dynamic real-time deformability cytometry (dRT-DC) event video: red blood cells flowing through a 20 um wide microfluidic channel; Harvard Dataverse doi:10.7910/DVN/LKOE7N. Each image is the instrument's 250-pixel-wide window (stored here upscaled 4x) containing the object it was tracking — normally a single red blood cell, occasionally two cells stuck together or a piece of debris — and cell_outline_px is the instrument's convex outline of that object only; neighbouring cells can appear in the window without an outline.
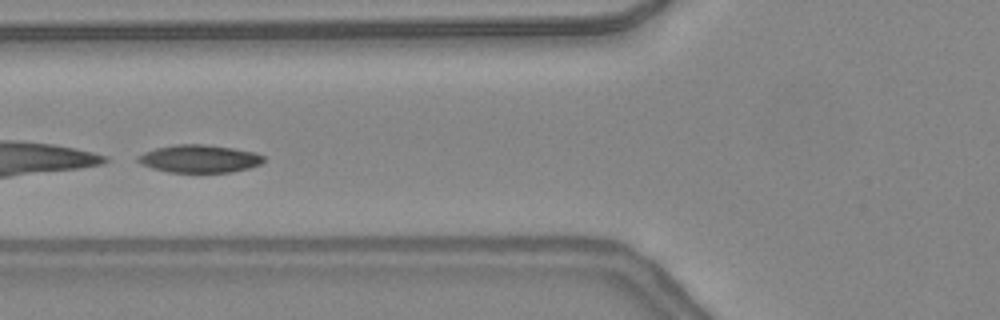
{"species": "common noctule bat (a hibernating species)", "species_latin": "Nyctalus noctula", "temperature_condition": "warm", "stored_images_in_passage": 47, "camera_frame_rate_fps": 3000, "um_per_image_px": 0.085, "animal": {"sex": "female", "body_mass_g": 24.6, "forearm_length_mm": 56.2}, "frame": {"image": 1, "passage_image": 19, "time_ms": 6.0, "image_size_px": [1000, 320], "cell_outline_px": [[264, 160], [260, 164], [248, 168], [232, 172], [168, 172], [152, 168], [140, 164], [136, 160], [136, 156], [144, 152], [156, 148], [176, 144], [204, 144], [232, 148], [256, 152], [264, 156]], "centroid_in_image_um": [16.92, 13.49], "position_along_channel_um": 108.9, "area_um2": 20.4}}
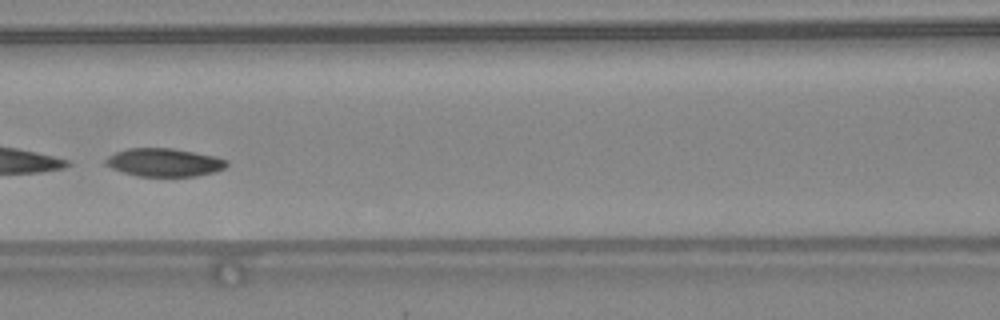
{"frame": {"image": 2, "passage_image": 22, "time_ms": 7.0, "image_size_px": [1000, 320], "cell_outline_px": [[228, 164], [224, 168], [216, 172], [196, 176], [136, 176], [112, 168], [104, 164], [104, 160], [108, 156], [116, 152], [128, 148], [172, 148], [216, 156], [228, 160]], "centroid_in_image_um": [13.97, 13.8], "position_along_channel_um": 152.6, "area_um2": 19.94}, "authors_computed_cell_mechanics": {"area_um2": 21.2126, "velocity_mm_per_s": 4.3443, "shape_relaxation_time_tau1_ms": 0.2096, "shape_relaxation_time_tau2_ms": null, "deformation_change_tau1": 0.2304, "deformation_change_tau2": null}}